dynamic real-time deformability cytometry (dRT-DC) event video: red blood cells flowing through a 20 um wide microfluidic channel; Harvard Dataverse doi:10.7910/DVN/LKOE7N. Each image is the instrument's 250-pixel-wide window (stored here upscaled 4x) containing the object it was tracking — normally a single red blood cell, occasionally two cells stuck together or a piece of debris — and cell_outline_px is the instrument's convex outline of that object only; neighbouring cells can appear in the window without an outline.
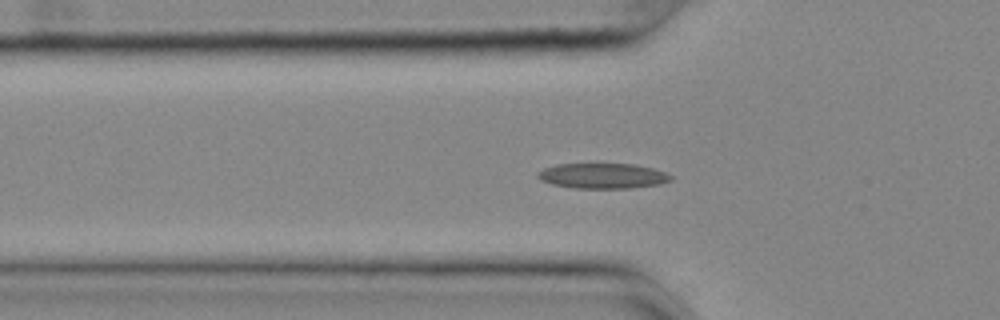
{"species": "common noctule bat (a hibernating species)", "species_latin": "Nyctalus noctula", "temperature_condition": "cold", "stored_images_in_passage": 43, "camera_frame_rate_fps": 3000, "um_per_image_px": 0.085, "animal": {"sex": "female", "body_mass_g": 25.1}, "frame": {"image": 1, "passage_image": 5, "time_ms": 1.333, "image_size_px": [1000, 320], "cell_outline_px": [[672, 180], [660, 184], [628, 188], [576, 188], [552, 184], [540, 180], [536, 176], [536, 172], [544, 168], [556, 164], [632, 164], [652, 168], [664, 172], [672, 176]], "centroid_in_image_um": [51.19, 14.95], "position_along_channel_um": 74.6, "area_um2": 19.54}}
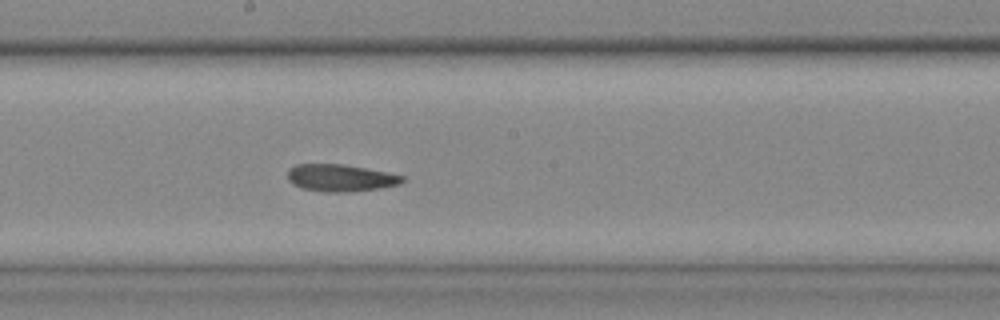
{"frame": {"image": 2, "passage_image": 17, "time_ms": 5.333, "image_size_px": [1000, 320], "cell_outline_px": [[404, 180], [400, 184], [380, 188], [348, 192], [328, 192], [304, 188], [292, 184], [288, 180], [288, 168], [296, 164], [344, 164], [404, 176]], "centroid_in_image_um": [28.91, 15.12], "position_along_channel_um": 219.3, "area_um2": 17.98}}
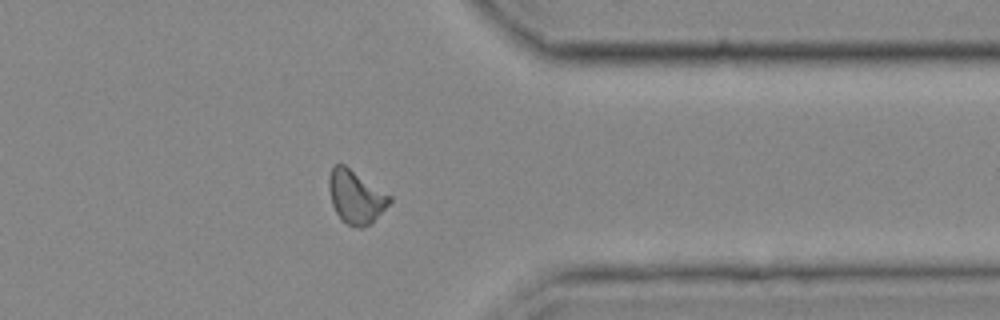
{"frame": {"image": 3, "passage_image": 31, "time_ms": 10.0, "image_size_px": [1000, 320], "cell_outline_px": [[392, 200], [372, 224], [360, 228], [348, 224], [340, 220], [332, 204], [328, 188], [328, 176], [332, 168], [336, 164], [344, 164], [392, 196]], "centroid_in_image_um": [30.24, 16.74], "position_along_channel_um": 381.2, "area_um2": 18.9}, "authors_computed_cell_mechanics": {"area_um2": 18.2648, "velocity_mm_per_s": 3.6181, "shape_relaxation_time_tau1_ms": null, "shape_relaxation_time_tau2_ms": 10.887, "deformation_change_tau1": null, "deformation_change_tau2": 0.1946}}